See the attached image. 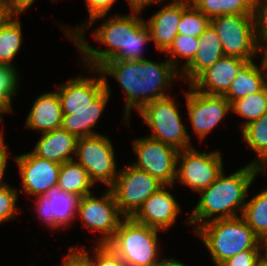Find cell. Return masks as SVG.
Returning <instances> with one entry per match:
<instances>
[{"instance_id": "27", "label": "cell", "mask_w": 267, "mask_h": 266, "mask_svg": "<svg viewBox=\"0 0 267 266\" xmlns=\"http://www.w3.org/2000/svg\"><path fill=\"white\" fill-rule=\"evenodd\" d=\"M205 16L243 14L255 15V0H190Z\"/></svg>"}, {"instance_id": "43", "label": "cell", "mask_w": 267, "mask_h": 266, "mask_svg": "<svg viewBox=\"0 0 267 266\" xmlns=\"http://www.w3.org/2000/svg\"><path fill=\"white\" fill-rule=\"evenodd\" d=\"M16 15L13 9H6L0 7V29L10 21V19Z\"/></svg>"}, {"instance_id": "7", "label": "cell", "mask_w": 267, "mask_h": 266, "mask_svg": "<svg viewBox=\"0 0 267 266\" xmlns=\"http://www.w3.org/2000/svg\"><path fill=\"white\" fill-rule=\"evenodd\" d=\"M210 25L217 33L226 56L250 61L259 53L255 15H218L211 18Z\"/></svg>"}, {"instance_id": "36", "label": "cell", "mask_w": 267, "mask_h": 266, "mask_svg": "<svg viewBox=\"0 0 267 266\" xmlns=\"http://www.w3.org/2000/svg\"><path fill=\"white\" fill-rule=\"evenodd\" d=\"M91 260L93 266H126L121 258L107 245L95 244L93 257H90L88 251L80 248Z\"/></svg>"}, {"instance_id": "10", "label": "cell", "mask_w": 267, "mask_h": 266, "mask_svg": "<svg viewBox=\"0 0 267 266\" xmlns=\"http://www.w3.org/2000/svg\"><path fill=\"white\" fill-rule=\"evenodd\" d=\"M102 194L98 198L92 193L79 198L77 216L85 228L100 232L95 244L104 245L113 239L125 217L120 213L111 189L107 188Z\"/></svg>"}, {"instance_id": "30", "label": "cell", "mask_w": 267, "mask_h": 266, "mask_svg": "<svg viewBox=\"0 0 267 266\" xmlns=\"http://www.w3.org/2000/svg\"><path fill=\"white\" fill-rule=\"evenodd\" d=\"M231 111L245 118L242 129L248 123L259 119L267 112V85L259 92L235 100L231 104Z\"/></svg>"}, {"instance_id": "21", "label": "cell", "mask_w": 267, "mask_h": 266, "mask_svg": "<svg viewBox=\"0 0 267 266\" xmlns=\"http://www.w3.org/2000/svg\"><path fill=\"white\" fill-rule=\"evenodd\" d=\"M62 108L57 91L39 95L32 104L25 126L46 133L61 127Z\"/></svg>"}, {"instance_id": "50", "label": "cell", "mask_w": 267, "mask_h": 266, "mask_svg": "<svg viewBox=\"0 0 267 266\" xmlns=\"http://www.w3.org/2000/svg\"><path fill=\"white\" fill-rule=\"evenodd\" d=\"M4 113H5V112L0 108V123H1V121H3L2 115H3Z\"/></svg>"}, {"instance_id": "31", "label": "cell", "mask_w": 267, "mask_h": 266, "mask_svg": "<svg viewBox=\"0 0 267 266\" xmlns=\"http://www.w3.org/2000/svg\"><path fill=\"white\" fill-rule=\"evenodd\" d=\"M199 38L178 34L173 41V44L165 52L169 56L168 60L181 71L185 66H187L195 57L198 51ZM180 58L185 59V63L181 66L179 65ZM179 62V63H178ZM180 66V68H179Z\"/></svg>"}, {"instance_id": "37", "label": "cell", "mask_w": 267, "mask_h": 266, "mask_svg": "<svg viewBox=\"0 0 267 266\" xmlns=\"http://www.w3.org/2000/svg\"><path fill=\"white\" fill-rule=\"evenodd\" d=\"M263 257L261 250H244L229 258L220 266H257Z\"/></svg>"}, {"instance_id": "44", "label": "cell", "mask_w": 267, "mask_h": 266, "mask_svg": "<svg viewBox=\"0 0 267 266\" xmlns=\"http://www.w3.org/2000/svg\"><path fill=\"white\" fill-rule=\"evenodd\" d=\"M159 266H187L186 264L180 262L176 258H163L161 259V262Z\"/></svg>"}, {"instance_id": "9", "label": "cell", "mask_w": 267, "mask_h": 266, "mask_svg": "<svg viewBox=\"0 0 267 266\" xmlns=\"http://www.w3.org/2000/svg\"><path fill=\"white\" fill-rule=\"evenodd\" d=\"M75 158L95 185L101 182L109 188L115 182L119 169L114 147L107 136L97 134L78 138Z\"/></svg>"}, {"instance_id": "24", "label": "cell", "mask_w": 267, "mask_h": 266, "mask_svg": "<svg viewBox=\"0 0 267 266\" xmlns=\"http://www.w3.org/2000/svg\"><path fill=\"white\" fill-rule=\"evenodd\" d=\"M267 85L263 66L253 60L246 61L238 70L237 77L223 95L232 104L235 100L261 91Z\"/></svg>"}, {"instance_id": "12", "label": "cell", "mask_w": 267, "mask_h": 266, "mask_svg": "<svg viewBox=\"0 0 267 266\" xmlns=\"http://www.w3.org/2000/svg\"><path fill=\"white\" fill-rule=\"evenodd\" d=\"M133 150L138 159L131 165L148 172L164 185L175 184L178 149L146 136L133 141Z\"/></svg>"}, {"instance_id": "20", "label": "cell", "mask_w": 267, "mask_h": 266, "mask_svg": "<svg viewBox=\"0 0 267 266\" xmlns=\"http://www.w3.org/2000/svg\"><path fill=\"white\" fill-rule=\"evenodd\" d=\"M103 80L105 90L89 105L88 109L70 110V114L62 115V129L77 138L101 134L94 131L93 128H95L94 126H96L103 111L106 109L111 94L108 79L103 78Z\"/></svg>"}, {"instance_id": "46", "label": "cell", "mask_w": 267, "mask_h": 266, "mask_svg": "<svg viewBox=\"0 0 267 266\" xmlns=\"http://www.w3.org/2000/svg\"><path fill=\"white\" fill-rule=\"evenodd\" d=\"M261 251L264 257H267V233L260 239Z\"/></svg>"}, {"instance_id": "26", "label": "cell", "mask_w": 267, "mask_h": 266, "mask_svg": "<svg viewBox=\"0 0 267 266\" xmlns=\"http://www.w3.org/2000/svg\"><path fill=\"white\" fill-rule=\"evenodd\" d=\"M241 135L248 147L257 154L250 162L260 167L263 171L267 168V112L241 129Z\"/></svg>"}, {"instance_id": "40", "label": "cell", "mask_w": 267, "mask_h": 266, "mask_svg": "<svg viewBox=\"0 0 267 266\" xmlns=\"http://www.w3.org/2000/svg\"><path fill=\"white\" fill-rule=\"evenodd\" d=\"M3 140L0 143V188L8 185L7 183L3 182V176L5 174V169L7 168L9 153H8V146L4 143Z\"/></svg>"}, {"instance_id": "48", "label": "cell", "mask_w": 267, "mask_h": 266, "mask_svg": "<svg viewBox=\"0 0 267 266\" xmlns=\"http://www.w3.org/2000/svg\"><path fill=\"white\" fill-rule=\"evenodd\" d=\"M257 266H267V257H263Z\"/></svg>"}, {"instance_id": "22", "label": "cell", "mask_w": 267, "mask_h": 266, "mask_svg": "<svg viewBox=\"0 0 267 266\" xmlns=\"http://www.w3.org/2000/svg\"><path fill=\"white\" fill-rule=\"evenodd\" d=\"M199 41L195 57L180 71V78L188 80L189 85L225 55L220 39L211 25L199 37Z\"/></svg>"}, {"instance_id": "4", "label": "cell", "mask_w": 267, "mask_h": 266, "mask_svg": "<svg viewBox=\"0 0 267 266\" xmlns=\"http://www.w3.org/2000/svg\"><path fill=\"white\" fill-rule=\"evenodd\" d=\"M194 231L210 252L216 266H220L241 251L261 250L260 238L242 216L215 219Z\"/></svg>"}, {"instance_id": "45", "label": "cell", "mask_w": 267, "mask_h": 266, "mask_svg": "<svg viewBox=\"0 0 267 266\" xmlns=\"http://www.w3.org/2000/svg\"><path fill=\"white\" fill-rule=\"evenodd\" d=\"M262 51V61L260 64H262L264 72H265V76H266V80H267V44L265 45H260L259 46V51Z\"/></svg>"}, {"instance_id": "11", "label": "cell", "mask_w": 267, "mask_h": 266, "mask_svg": "<svg viewBox=\"0 0 267 266\" xmlns=\"http://www.w3.org/2000/svg\"><path fill=\"white\" fill-rule=\"evenodd\" d=\"M220 151L206 152L194 147L179 151L176 181L199 194L209 187L224 170Z\"/></svg>"}, {"instance_id": "32", "label": "cell", "mask_w": 267, "mask_h": 266, "mask_svg": "<svg viewBox=\"0 0 267 266\" xmlns=\"http://www.w3.org/2000/svg\"><path fill=\"white\" fill-rule=\"evenodd\" d=\"M16 67L0 64V108L5 113L12 111V100L16 96L20 77Z\"/></svg>"}, {"instance_id": "42", "label": "cell", "mask_w": 267, "mask_h": 266, "mask_svg": "<svg viewBox=\"0 0 267 266\" xmlns=\"http://www.w3.org/2000/svg\"><path fill=\"white\" fill-rule=\"evenodd\" d=\"M35 0H13V11L17 15L24 13L34 4Z\"/></svg>"}, {"instance_id": "34", "label": "cell", "mask_w": 267, "mask_h": 266, "mask_svg": "<svg viewBox=\"0 0 267 266\" xmlns=\"http://www.w3.org/2000/svg\"><path fill=\"white\" fill-rule=\"evenodd\" d=\"M115 1L116 0H85L89 11L88 22L86 21L82 23L81 26L77 25V27L75 26L74 28L70 27V29H65L66 27L61 24L65 36L68 35L67 37L72 39L75 35H84L87 27L89 28L92 26L98 19L105 20V17L107 18L106 14L112 9L113 4L116 3Z\"/></svg>"}, {"instance_id": "1", "label": "cell", "mask_w": 267, "mask_h": 266, "mask_svg": "<svg viewBox=\"0 0 267 266\" xmlns=\"http://www.w3.org/2000/svg\"><path fill=\"white\" fill-rule=\"evenodd\" d=\"M142 10H132L130 15H113L92 32L95 41L106 45L104 50L92 47L84 35H75L71 41L80 51L86 68L98 69L109 60H143V45L151 41V33L145 20L139 16Z\"/></svg>"}, {"instance_id": "15", "label": "cell", "mask_w": 267, "mask_h": 266, "mask_svg": "<svg viewBox=\"0 0 267 266\" xmlns=\"http://www.w3.org/2000/svg\"><path fill=\"white\" fill-rule=\"evenodd\" d=\"M35 210L39 219L51 229L68 228L77 217L79 197L54 186L44 195L35 198Z\"/></svg>"}, {"instance_id": "17", "label": "cell", "mask_w": 267, "mask_h": 266, "mask_svg": "<svg viewBox=\"0 0 267 266\" xmlns=\"http://www.w3.org/2000/svg\"><path fill=\"white\" fill-rule=\"evenodd\" d=\"M172 187L173 185H164L152 194L132 218L140 224L156 228L162 232L169 230L181 212L179 202L168 190Z\"/></svg>"}, {"instance_id": "2", "label": "cell", "mask_w": 267, "mask_h": 266, "mask_svg": "<svg viewBox=\"0 0 267 266\" xmlns=\"http://www.w3.org/2000/svg\"><path fill=\"white\" fill-rule=\"evenodd\" d=\"M98 70L102 78L114 77L126 94L124 119L127 126L132 108L139 112L147 103L169 96L173 81L180 76V71L167 59L156 62L143 60H109ZM166 90V91H165Z\"/></svg>"}, {"instance_id": "3", "label": "cell", "mask_w": 267, "mask_h": 266, "mask_svg": "<svg viewBox=\"0 0 267 266\" xmlns=\"http://www.w3.org/2000/svg\"><path fill=\"white\" fill-rule=\"evenodd\" d=\"M266 174L260 167L249 163L226 176L224 170L206 189L200 191V198L188 217L186 225L196 229L215 219L242 216L248 190L257 174ZM241 212L237 214L236 212Z\"/></svg>"}, {"instance_id": "33", "label": "cell", "mask_w": 267, "mask_h": 266, "mask_svg": "<svg viewBox=\"0 0 267 266\" xmlns=\"http://www.w3.org/2000/svg\"><path fill=\"white\" fill-rule=\"evenodd\" d=\"M211 18L205 16L193 4L183 11L178 26V34L200 37L209 27Z\"/></svg>"}, {"instance_id": "18", "label": "cell", "mask_w": 267, "mask_h": 266, "mask_svg": "<svg viewBox=\"0 0 267 266\" xmlns=\"http://www.w3.org/2000/svg\"><path fill=\"white\" fill-rule=\"evenodd\" d=\"M191 3L190 0H173L154 13L145 21L151 33V41L157 50L165 53L178 35V26L182 11Z\"/></svg>"}, {"instance_id": "8", "label": "cell", "mask_w": 267, "mask_h": 266, "mask_svg": "<svg viewBox=\"0 0 267 266\" xmlns=\"http://www.w3.org/2000/svg\"><path fill=\"white\" fill-rule=\"evenodd\" d=\"M164 186L148 172L131 164L119 169L115 182L109 187L114 194L120 213L132 218L145 200Z\"/></svg>"}, {"instance_id": "6", "label": "cell", "mask_w": 267, "mask_h": 266, "mask_svg": "<svg viewBox=\"0 0 267 266\" xmlns=\"http://www.w3.org/2000/svg\"><path fill=\"white\" fill-rule=\"evenodd\" d=\"M179 103L170 95L147 103L138 113L152 129L147 137L183 150L193 147L178 110Z\"/></svg>"}, {"instance_id": "16", "label": "cell", "mask_w": 267, "mask_h": 266, "mask_svg": "<svg viewBox=\"0 0 267 266\" xmlns=\"http://www.w3.org/2000/svg\"><path fill=\"white\" fill-rule=\"evenodd\" d=\"M88 69L98 77L77 76L57 88L62 114H70V110L88 109L89 105L105 90L100 71L95 68Z\"/></svg>"}, {"instance_id": "25", "label": "cell", "mask_w": 267, "mask_h": 266, "mask_svg": "<svg viewBox=\"0 0 267 266\" xmlns=\"http://www.w3.org/2000/svg\"><path fill=\"white\" fill-rule=\"evenodd\" d=\"M76 160L66 161L61 164L57 185L62 191L73 193L81 198L93 193L90 189L94 187L95 183Z\"/></svg>"}, {"instance_id": "38", "label": "cell", "mask_w": 267, "mask_h": 266, "mask_svg": "<svg viewBox=\"0 0 267 266\" xmlns=\"http://www.w3.org/2000/svg\"><path fill=\"white\" fill-rule=\"evenodd\" d=\"M257 37L260 45L267 44V0L256 2Z\"/></svg>"}, {"instance_id": "39", "label": "cell", "mask_w": 267, "mask_h": 266, "mask_svg": "<svg viewBox=\"0 0 267 266\" xmlns=\"http://www.w3.org/2000/svg\"><path fill=\"white\" fill-rule=\"evenodd\" d=\"M69 253L64 256L60 266H93L92 260L78 247H69Z\"/></svg>"}, {"instance_id": "29", "label": "cell", "mask_w": 267, "mask_h": 266, "mask_svg": "<svg viewBox=\"0 0 267 266\" xmlns=\"http://www.w3.org/2000/svg\"><path fill=\"white\" fill-rule=\"evenodd\" d=\"M242 217L260 239L267 233V189L246 201Z\"/></svg>"}, {"instance_id": "35", "label": "cell", "mask_w": 267, "mask_h": 266, "mask_svg": "<svg viewBox=\"0 0 267 266\" xmlns=\"http://www.w3.org/2000/svg\"><path fill=\"white\" fill-rule=\"evenodd\" d=\"M18 201V189L10 185L0 188V223L16 218ZM18 209V210H17Z\"/></svg>"}, {"instance_id": "13", "label": "cell", "mask_w": 267, "mask_h": 266, "mask_svg": "<svg viewBox=\"0 0 267 266\" xmlns=\"http://www.w3.org/2000/svg\"><path fill=\"white\" fill-rule=\"evenodd\" d=\"M188 87L185 98L190 124L202 141L231 112V104L223 95L204 94Z\"/></svg>"}, {"instance_id": "23", "label": "cell", "mask_w": 267, "mask_h": 266, "mask_svg": "<svg viewBox=\"0 0 267 266\" xmlns=\"http://www.w3.org/2000/svg\"><path fill=\"white\" fill-rule=\"evenodd\" d=\"M78 138L61 127L41 133L32 152L40 158L59 164L74 160Z\"/></svg>"}, {"instance_id": "41", "label": "cell", "mask_w": 267, "mask_h": 266, "mask_svg": "<svg viewBox=\"0 0 267 266\" xmlns=\"http://www.w3.org/2000/svg\"><path fill=\"white\" fill-rule=\"evenodd\" d=\"M164 0H127L131 10H142L151 4H161Z\"/></svg>"}, {"instance_id": "28", "label": "cell", "mask_w": 267, "mask_h": 266, "mask_svg": "<svg viewBox=\"0 0 267 266\" xmlns=\"http://www.w3.org/2000/svg\"><path fill=\"white\" fill-rule=\"evenodd\" d=\"M14 15L8 23L0 29V64L13 66L14 58L22 44V25Z\"/></svg>"}, {"instance_id": "5", "label": "cell", "mask_w": 267, "mask_h": 266, "mask_svg": "<svg viewBox=\"0 0 267 266\" xmlns=\"http://www.w3.org/2000/svg\"><path fill=\"white\" fill-rule=\"evenodd\" d=\"M160 230L124 218L117 228L113 239L107 244L126 266H159Z\"/></svg>"}, {"instance_id": "19", "label": "cell", "mask_w": 267, "mask_h": 266, "mask_svg": "<svg viewBox=\"0 0 267 266\" xmlns=\"http://www.w3.org/2000/svg\"><path fill=\"white\" fill-rule=\"evenodd\" d=\"M246 62L238 57L222 56L214 65L203 71L190 85L201 93L224 95Z\"/></svg>"}, {"instance_id": "14", "label": "cell", "mask_w": 267, "mask_h": 266, "mask_svg": "<svg viewBox=\"0 0 267 266\" xmlns=\"http://www.w3.org/2000/svg\"><path fill=\"white\" fill-rule=\"evenodd\" d=\"M22 179V191L28 195H44L57 186L61 164L38 157L32 151L14 156Z\"/></svg>"}, {"instance_id": "49", "label": "cell", "mask_w": 267, "mask_h": 266, "mask_svg": "<svg viewBox=\"0 0 267 266\" xmlns=\"http://www.w3.org/2000/svg\"><path fill=\"white\" fill-rule=\"evenodd\" d=\"M3 131H4V130L0 131V143H1L3 140H5L4 137H3V136H4Z\"/></svg>"}, {"instance_id": "47", "label": "cell", "mask_w": 267, "mask_h": 266, "mask_svg": "<svg viewBox=\"0 0 267 266\" xmlns=\"http://www.w3.org/2000/svg\"><path fill=\"white\" fill-rule=\"evenodd\" d=\"M0 7L6 9H13V0H0Z\"/></svg>"}]
</instances>
